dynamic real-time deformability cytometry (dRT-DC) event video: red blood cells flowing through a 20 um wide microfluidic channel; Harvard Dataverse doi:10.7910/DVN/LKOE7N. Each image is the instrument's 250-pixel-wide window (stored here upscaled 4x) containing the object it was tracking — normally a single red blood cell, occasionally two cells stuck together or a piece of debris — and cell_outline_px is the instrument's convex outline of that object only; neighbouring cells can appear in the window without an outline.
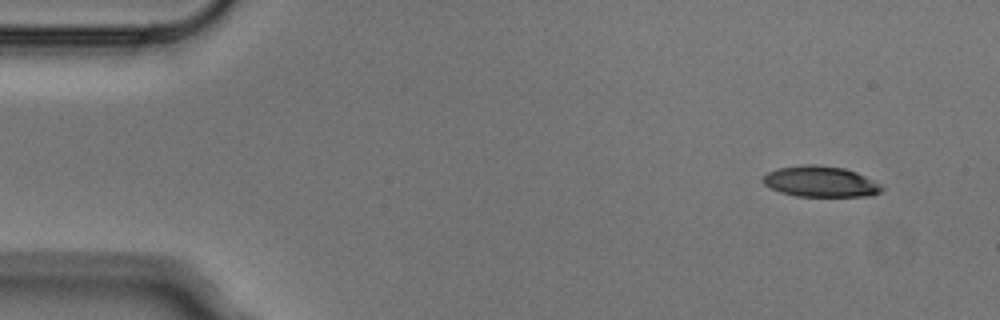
{"species": "Egyptian fruit bat (a non-hibernating species)", "species_latin": "Rousettus aegyptiacus", "temperature_condition": "cold", "stored_images_in_passage": 2, "camera_frame_rate_fps": 3000, "um_per_image_px": 0.085, "animal": {"sex": "male"}, "frame": {"image": 1, "passage_image": 2, "time_ms": 0.333, "image_size_px": [1000, 320], "cell_outline_px": [[884, 188], [880, 192], [872, 196], [796, 196], [780, 192], [764, 184], [764, 176], [768, 172], [776, 168], [804, 164], [816, 164], [844, 168], [856, 172], [880, 184]], "centroid_in_image_um": [69.75, 15.43], "position_along_channel_um": 15.3, "area_um2": 21.27}}